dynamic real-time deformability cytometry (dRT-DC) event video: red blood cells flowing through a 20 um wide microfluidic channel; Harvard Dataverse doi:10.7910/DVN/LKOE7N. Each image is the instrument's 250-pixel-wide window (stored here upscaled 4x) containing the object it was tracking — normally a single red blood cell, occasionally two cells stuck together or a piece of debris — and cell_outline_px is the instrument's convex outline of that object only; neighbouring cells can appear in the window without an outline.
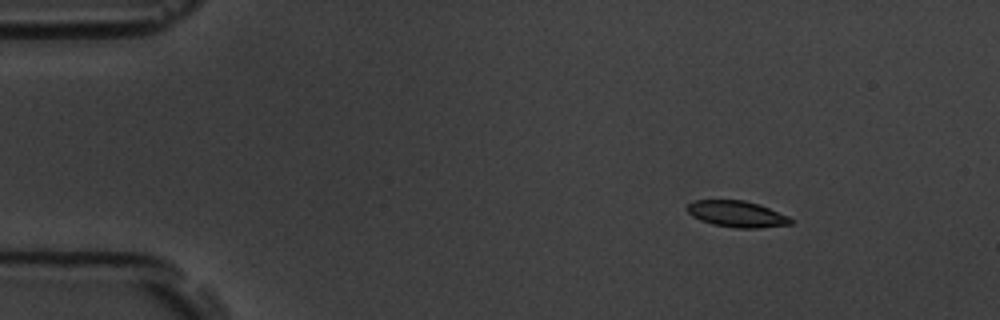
{"species": "common noctule bat (a hibernating species)", "species_latin": "Nyctalus noctula", "temperature_condition": "room temperature", "stored_images_in_passage": 7, "camera_frame_rate_fps": 3000, "um_per_image_px": 0.085, "animal": {"sex": "male", "body_mass_g": 19.5, "forearm_length_mm": 54.6}, "frame": {"image": 1, "passage_image": 3, "time_ms": 2.0, "image_size_px": [1000, 320], "cell_outline_px": [[792, 224], [756, 228], [736, 228], [712, 224], [700, 220], [692, 216], [688, 212], [688, 204], [692, 200], [744, 200], [760, 204], [788, 216], [792, 220]], "centroid_in_image_um": [62.63, 18.18], "position_along_channel_um": 22.4, "area_um2": 15.84}}
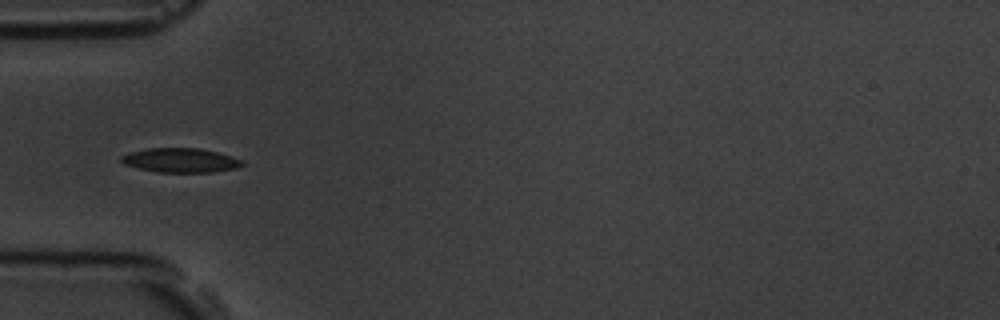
{"frame": {"image": 2, "passage_image": 6, "time_ms": 5.667, "image_size_px": [1000, 320], "cell_outline_px": [[248, 164], [236, 168], [212, 172], [156, 172], [124, 164], [120, 160], [120, 156], [128, 152], [148, 148], [200, 148], [216, 152], [244, 160]], "centroid_in_image_um": [15.36, 13.62], "position_along_channel_um": 69.6, "area_um2": 17.22}}
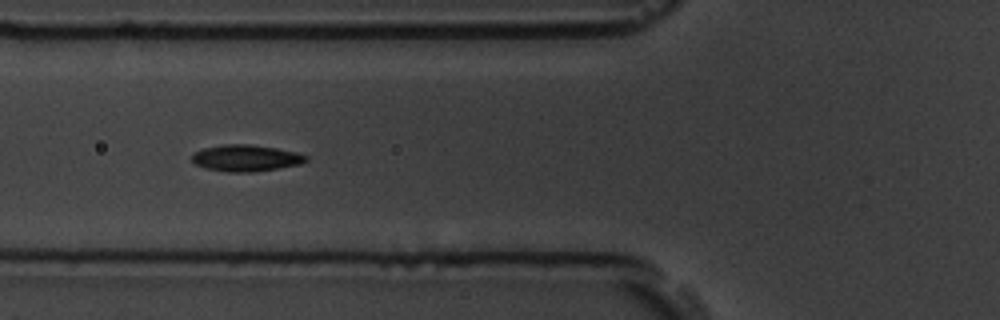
{"frame": {"image": 3, "passage_image": 7, "time_ms": 6.667, "image_size_px": [1000, 320], "cell_outline_px": [[308, 160], [300, 164], [252, 172], [228, 172], [204, 168], [196, 164], [192, 160], [192, 152], [204, 148], [224, 144], [248, 144], [276, 148], [296, 152], [308, 156]], "centroid_in_image_um": [20.88, 13.43], "position_along_channel_um": 104.9, "area_um2": 17.57}}